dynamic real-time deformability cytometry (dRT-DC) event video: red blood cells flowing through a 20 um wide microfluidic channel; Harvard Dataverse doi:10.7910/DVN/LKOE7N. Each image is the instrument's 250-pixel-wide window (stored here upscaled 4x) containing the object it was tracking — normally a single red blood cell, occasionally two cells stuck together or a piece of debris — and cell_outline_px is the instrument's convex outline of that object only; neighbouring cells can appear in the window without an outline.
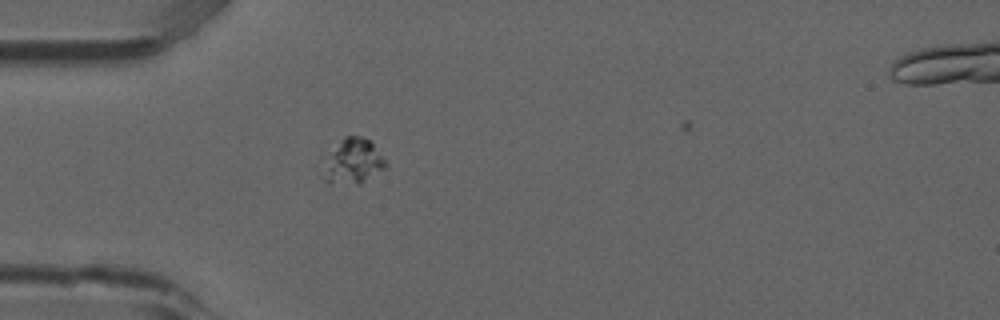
{"species": "common noctule bat (a hibernating species)", "species_latin": "Nyctalus noctula", "temperature_condition": "room temperature", "stored_images_in_passage": 2, "camera_frame_rate_fps": 3000, "um_per_image_px": 0.085, "animal": {"sex": "male", "forearm_length_mm": 52.5}, "frame": {"image": 1, "passage_image": 1, "time_ms": 0.0, "image_size_px": [1000, 320], "cell_outline_px": [[388, 168], [360, 184], [328, 184], [320, 176], [324, 156], [344, 136], [364, 136], [372, 144], [388, 164]], "centroid_in_image_um": [29.93, 13.76], "position_along_channel_um": 55.1, "area_um2": 17.11}}